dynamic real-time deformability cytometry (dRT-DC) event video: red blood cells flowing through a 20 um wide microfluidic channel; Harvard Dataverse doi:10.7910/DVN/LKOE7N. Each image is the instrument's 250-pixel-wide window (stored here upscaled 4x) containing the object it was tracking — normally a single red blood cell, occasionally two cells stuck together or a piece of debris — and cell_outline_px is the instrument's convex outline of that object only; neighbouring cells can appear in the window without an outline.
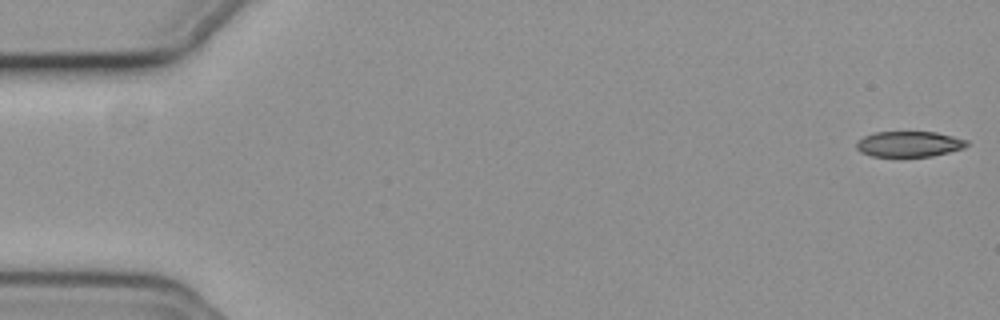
{"species": "common noctule bat (a hibernating species)", "species_latin": "Nyctalus noctula", "temperature_condition": "cold", "stored_images_in_passage": 56, "camera_frame_rate_fps": 3000, "um_per_image_px": 0.085, "animal": {"sex": "female", "body_mass_g": 19.3, "forearm_length_mm": 54.1}, "frame": {"image": 1, "passage_image": 1, "time_ms": 0.0, "image_size_px": [1000, 320], "cell_outline_px": [[968, 144], [964, 148], [932, 156], [872, 156], [860, 152], [856, 148], [856, 144], [864, 136], [876, 132], [936, 132], [968, 140]], "centroid_in_image_um": [77.28, 12.24], "position_along_channel_um": 7.7, "area_um2": 16.3}}
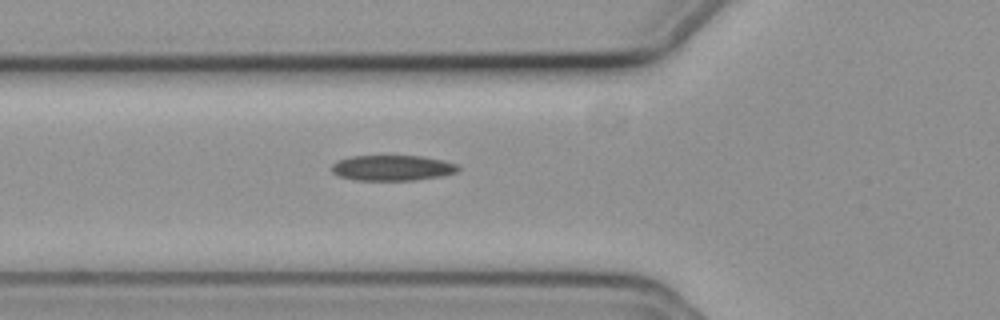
{"frame": {"image": 2, "passage_image": 20, "time_ms": 6.333, "image_size_px": [1000, 320], "cell_outline_px": [[460, 168], [456, 172], [440, 176], [416, 180], [356, 180], [340, 176], [332, 172], [332, 164], [336, 160], [352, 156], [420, 156], [440, 160], [456, 164]], "centroid_in_image_um": [33.31, 14.27], "position_along_channel_um": 92.5, "area_um2": 18.61}}
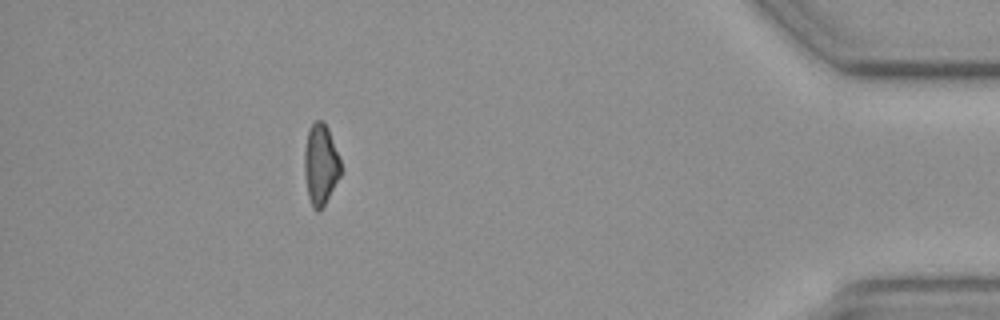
{"frame": {"image": 3, "passage_image": 50, "time_ms": 16.333, "image_size_px": [1000, 320], "cell_outline_px": [[340, 176], [324, 204], [316, 212], [312, 208], [308, 196], [304, 172], [304, 152], [308, 132], [312, 124], [316, 120], [320, 120], [328, 128], [340, 160]], "centroid_in_image_um": [27.23, 13.99], "position_along_channel_um": 408.0, "area_um2": 16.76}, "authors_computed_cell_mechanics": {"area_um2": 18.5538, "velocity_mm_per_s": 3.7282, "shape_relaxation_time_tau1_ms": 9.2918, "shape_relaxation_time_tau2_ms": 6.3083, "deformation_change_tau1": 0.1851, "deformation_change_tau2": 0.1616}}